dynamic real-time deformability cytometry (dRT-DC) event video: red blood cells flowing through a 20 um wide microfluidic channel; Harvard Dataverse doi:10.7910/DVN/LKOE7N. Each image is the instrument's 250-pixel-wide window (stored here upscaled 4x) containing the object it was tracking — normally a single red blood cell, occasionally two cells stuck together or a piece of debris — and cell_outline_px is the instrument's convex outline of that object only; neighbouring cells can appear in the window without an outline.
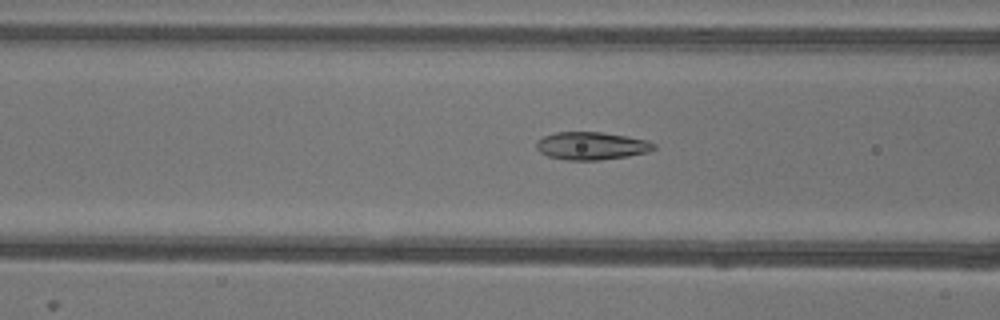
{"species": "common noctule bat (a hibernating species)", "species_latin": "Nyctalus noctula", "temperature_condition": "warm", "stored_images_in_passage": 52, "camera_frame_rate_fps": 3000, "um_per_image_px": 0.085, "animal": {"sex": "female"}, "frame": {"image": 1, "passage_image": 20, "time_ms": 6.333, "image_size_px": [1000, 320], "cell_outline_px": [[656, 148], [648, 152], [628, 156], [600, 160], [568, 160], [548, 156], [540, 152], [536, 148], [536, 140], [544, 136], [556, 132], [604, 132], [628, 136], [648, 140], [656, 144]], "centroid_in_image_um": [50.29, 12.39], "position_along_channel_um": 116.3, "area_um2": 19.19}}
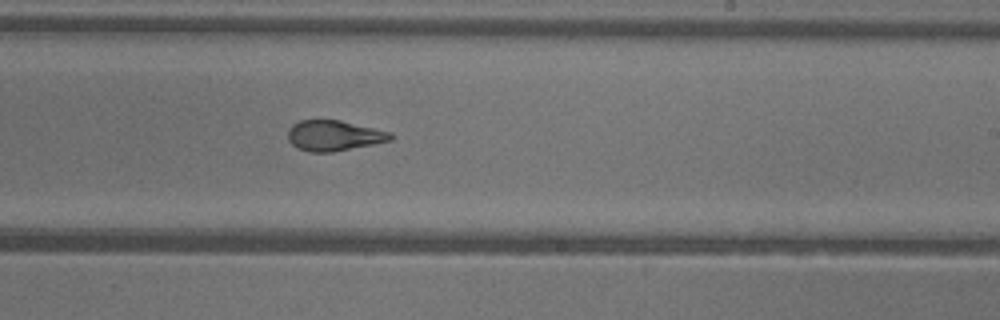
{"frame": {"image": 2, "passage_image": 31, "time_ms": 10.0, "image_size_px": [1000, 320], "cell_outline_px": [[392, 140], [332, 152], [308, 152], [292, 144], [288, 140], [288, 128], [292, 124], [300, 120], [340, 120], [392, 132]], "centroid_in_image_um": [28.37, 11.52], "position_along_channel_um": 260.6, "area_um2": 18.15}}
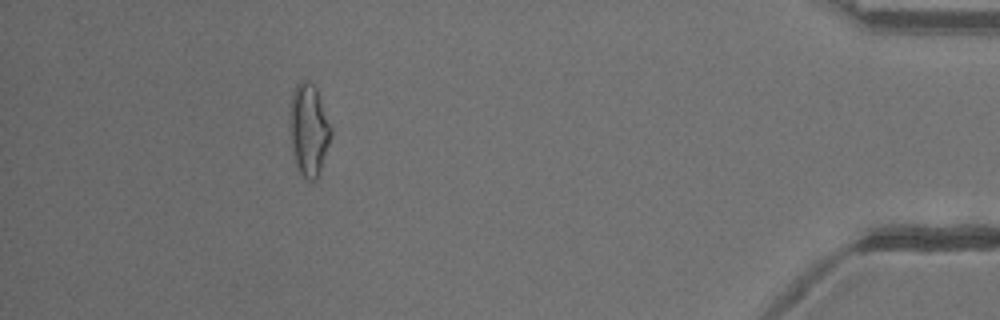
{"frame": {"image": 3, "passage_image": 47, "time_ms": 15.333, "image_size_px": [1000, 320], "cell_outline_px": [[332, 132], [320, 172], [316, 180], [308, 180], [300, 172], [296, 164], [292, 152], [288, 124], [288, 104], [292, 92], [296, 84], [300, 80], [308, 80], [316, 88], [332, 128]], "centroid_in_image_um": [26.2, 10.98], "position_along_channel_um": 409.0, "area_um2": 22.54}, "authors_computed_cell_mechanics": {"area_um2": 19.7387, "velocity_mm_per_s": 3.9341, "shape_relaxation_time_tau1_ms": 6.1964, "shape_relaxation_time_tau2_ms": 1.4609, "deformation_change_tau1": 0.2036, "deformation_change_tau2": 0.0816}}